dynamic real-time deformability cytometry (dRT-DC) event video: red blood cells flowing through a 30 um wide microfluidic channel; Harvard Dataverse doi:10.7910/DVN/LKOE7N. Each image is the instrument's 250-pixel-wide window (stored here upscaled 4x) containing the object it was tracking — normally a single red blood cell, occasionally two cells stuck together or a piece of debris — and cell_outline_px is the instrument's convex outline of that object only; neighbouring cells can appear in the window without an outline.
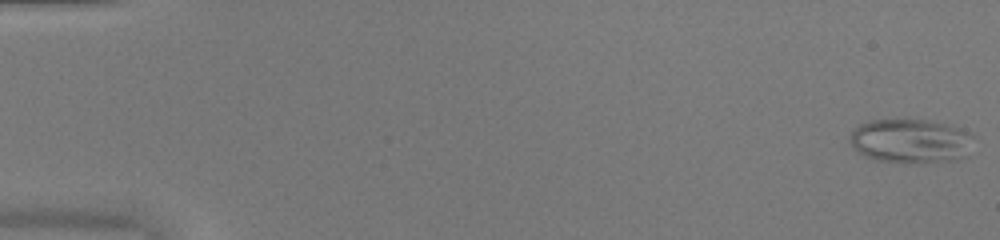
{"species": "common noctule bat (a hibernating species)", "species_latin": "Nyctalus noctula", "temperature_condition": "warm", "stored_images_in_passage": 51, "camera_frame_rate_fps": 3000, "um_per_image_px": 0.085, "animal": {"sex": "female", "body_mass_g": 20.0, "forearm_length_mm": 54.0}, "frame": {"image": 1, "passage_image": 1, "time_ms": 0.0, "image_size_px": [1000, 240], "cell_outline_px": [[972, 136], [968, 156], [956, 160], [920, 164], [908, 164], [876, 160], [864, 156], [848, 140], [848, 136], [860, 124], [872, 120], [928, 120], [960, 128], [972, 132]], "centroid_in_image_um": [77.43, 12.02], "position_along_channel_um": 7.6, "area_um2": 32.19}}
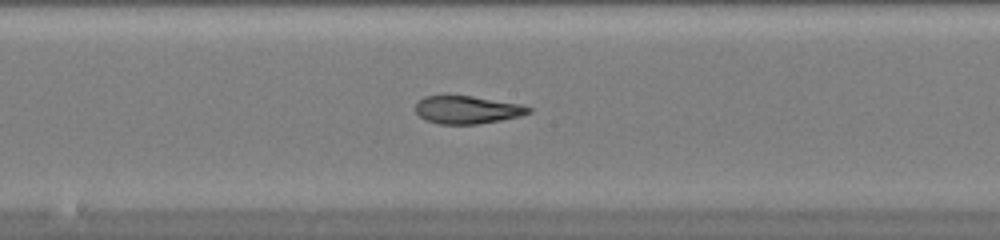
{"frame": {"image": 2, "passage_image": 28, "time_ms": 9.0, "image_size_px": [1000, 240], "cell_outline_px": [[532, 112], [520, 116], [500, 120], [476, 124], [436, 124], [424, 120], [416, 112], [416, 104], [424, 96], [472, 96], [520, 104], [532, 108]], "centroid_in_image_um": [39.71, 9.34], "position_along_channel_um": 208.5, "area_um2": 18.26}}
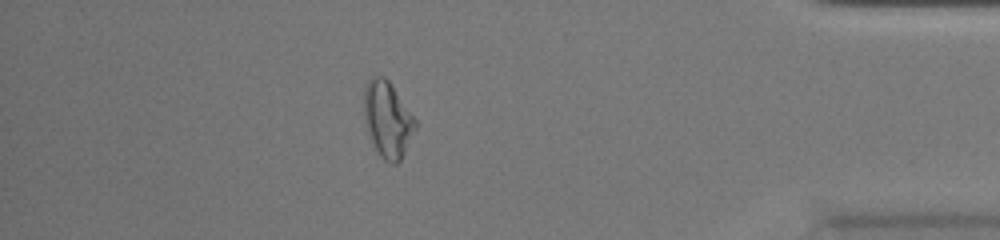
{"frame": {"image": 3, "passage_image": 45, "time_ms": 14.667, "image_size_px": [1000, 240], "cell_outline_px": [[416, 128], [400, 160], [396, 164], [392, 164], [384, 160], [372, 148], [364, 120], [364, 88], [368, 80], [372, 76], [384, 76], [388, 80], [416, 120]], "centroid_in_image_um": [32.9, 10.17], "position_along_channel_um": 402.3, "area_um2": 22.77}, "authors_computed_cell_mechanics": {"area_um2": 21.8484, "velocity_mm_per_s": 4.0666, "shape_relaxation_time_tau1_ms": null, "shape_relaxation_time_tau2_ms": 1.9625, "deformation_change_tau1": null, "deformation_change_tau2": 0.0924}}